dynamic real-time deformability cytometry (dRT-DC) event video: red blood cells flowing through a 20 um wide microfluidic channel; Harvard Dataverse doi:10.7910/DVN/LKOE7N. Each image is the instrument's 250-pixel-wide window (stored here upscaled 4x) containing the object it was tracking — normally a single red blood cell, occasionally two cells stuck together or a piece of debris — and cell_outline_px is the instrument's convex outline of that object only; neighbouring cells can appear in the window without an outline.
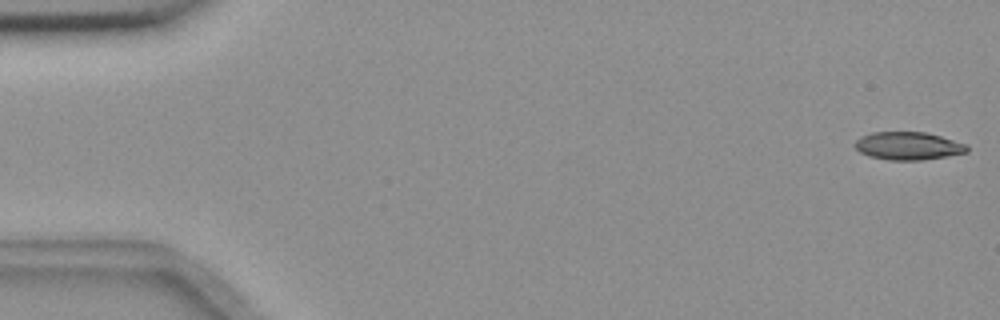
{"species": "common noctule bat (a hibernating species)", "species_latin": "Nyctalus noctula", "temperature_condition": "room temperature", "stored_images_in_passage": 55, "camera_frame_rate_fps": 3000, "um_per_image_px": 0.085, "animal": {"sex": "female", "body_mass_g": 18.4}, "frame": {"image": 1, "passage_image": 1, "time_ms": 0.0, "image_size_px": [1000, 320], "cell_outline_px": [[968, 152], [920, 160], [888, 160], [868, 156], [860, 152], [852, 144], [860, 136], [872, 132], [924, 132], [940, 136], [968, 144]], "centroid_in_image_um": [77.16, 12.39], "position_along_channel_um": 7.8, "area_um2": 18.26}}
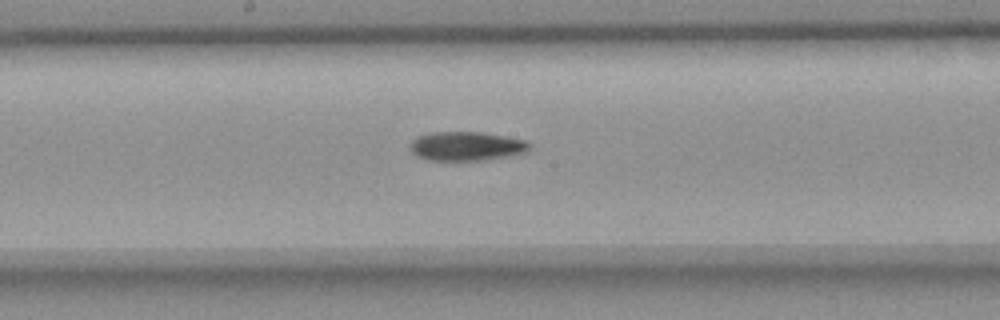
{"frame": {"image": 2, "passage_image": 29, "time_ms": 9.333, "image_size_px": [1000, 320], "cell_outline_px": [[532, 148], [528, 152], [508, 156], [484, 160], [428, 160], [416, 156], [408, 148], [408, 144], [416, 136], [432, 132], [480, 132], [528, 140], [532, 144]], "centroid_in_image_um": [39.65, 12.42], "position_along_channel_um": 208.5, "area_um2": 20.58}}
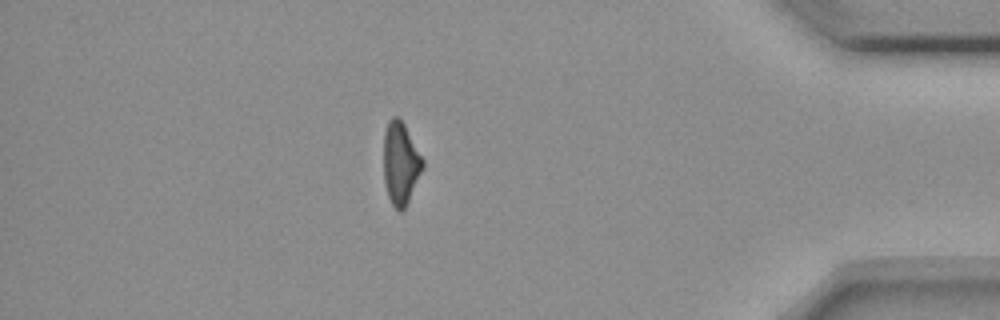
{"frame": {"image": 3, "passage_image": 48, "time_ms": 15.667, "image_size_px": [1000, 320], "cell_outline_px": [[424, 168], [404, 208], [400, 212], [396, 212], [388, 196], [384, 180], [384, 132], [388, 120], [392, 116], [396, 116], [404, 124], [424, 160]], "centroid_in_image_um": [34.05, 13.88], "position_along_channel_um": 401.2, "area_um2": 18.73}, "authors_computed_cell_mechanics": {"area_um2": 19.652, "velocity_mm_per_s": 3.6813, "shape_relaxation_time_tau1_ms": 8.9687, "shape_relaxation_time_tau2_ms": null, "deformation_change_tau1": 0.2184, "deformation_change_tau2": null}}